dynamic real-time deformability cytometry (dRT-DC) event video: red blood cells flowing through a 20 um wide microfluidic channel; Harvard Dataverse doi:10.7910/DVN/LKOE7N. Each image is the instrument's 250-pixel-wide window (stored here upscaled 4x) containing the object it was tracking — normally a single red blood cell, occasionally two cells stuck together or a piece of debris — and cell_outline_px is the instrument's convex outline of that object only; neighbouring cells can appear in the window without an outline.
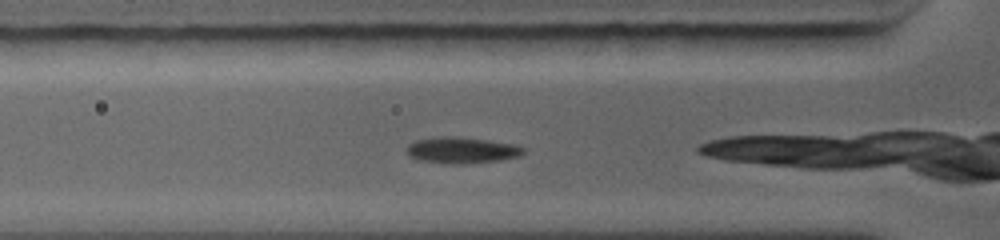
{"species": "common noctule bat (a hibernating species)", "species_latin": "Nyctalus noctula", "temperature_condition": "warm", "stored_images_in_passage": 6, "camera_frame_rate_fps": 5000, "um_per_image_px": 0.085, "animal": {"sex": "female", "body_mass_g": 19.0, "forearm_length_mm": 56.7}, "frame": {"image": 1, "passage_image": 2, "time_ms": 0.4, "image_size_px": [1000, 240], "cell_outline_px": [[524, 152], [520, 156], [500, 160], [460, 164], [444, 164], [416, 160], [408, 156], [408, 144], [416, 140], [440, 136], [456, 136], [488, 140], [512, 144], [524, 148]], "centroid_in_image_um": [39.2, 12.77], "position_along_channel_um": 86.6, "area_um2": 17.92}}
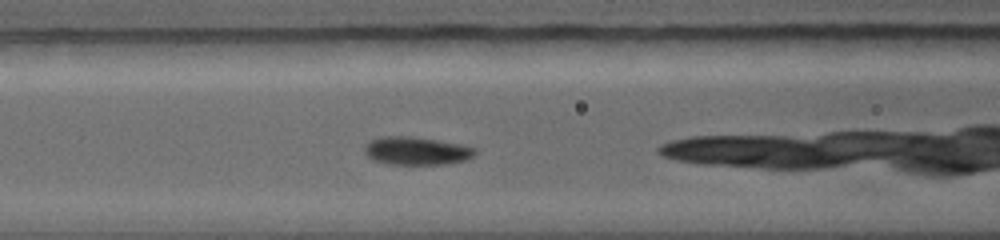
{"frame": {"image": 2, "passage_image": 4, "time_ms": 1.4, "image_size_px": [1000, 240], "cell_outline_px": [[476, 152], [468, 160], [448, 164], [388, 164], [372, 160], [364, 152], [364, 144], [380, 136], [412, 136], [464, 144], [476, 148]], "centroid_in_image_um": [35.41, 12.82], "position_along_channel_um": 131.2, "area_um2": 18.38}}
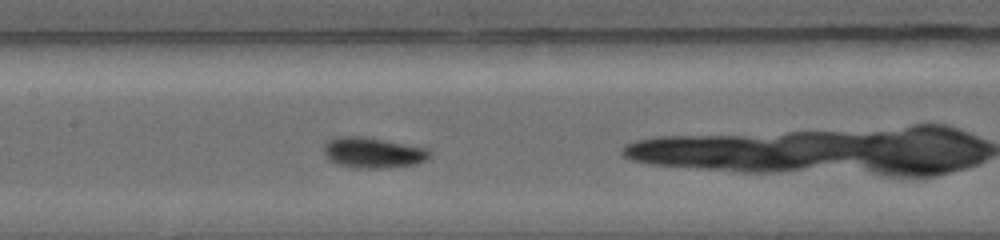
{"frame": {"image": 3, "passage_image": 6, "time_ms": 2.4, "image_size_px": [1000, 240], "cell_outline_px": [[432, 156], [428, 160], [416, 164], [388, 168], [356, 168], [336, 164], [328, 160], [324, 156], [324, 144], [328, 140], [336, 136], [364, 136], [428, 148], [432, 152]], "centroid_in_image_um": [31.71, 12.98], "position_along_channel_um": 175.7, "area_um2": 19.36}}